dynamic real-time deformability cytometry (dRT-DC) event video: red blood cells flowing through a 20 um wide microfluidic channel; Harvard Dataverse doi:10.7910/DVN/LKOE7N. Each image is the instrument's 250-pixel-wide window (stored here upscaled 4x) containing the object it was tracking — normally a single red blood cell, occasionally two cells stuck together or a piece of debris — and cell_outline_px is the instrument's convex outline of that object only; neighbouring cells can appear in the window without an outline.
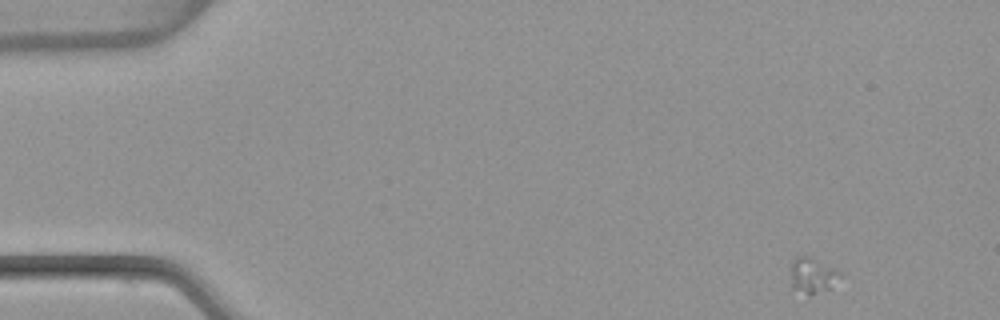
{"species": "common noctule bat (a hibernating species)", "species_latin": "Nyctalus noctula", "temperature_condition": "warm", "stored_images_in_passage": 51, "camera_frame_rate_fps": 3000, "um_per_image_px": 0.085, "animal": {"sex": "female", "body_mass_g": 22.7, "forearm_length_mm": 54.2}, "frame": {"image": 1, "passage_image": 1, "time_ms": 0.0, "image_size_px": [1000, 320], "cell_outline_px": [[844, 276], [828, 288], [808, 296], [792, 288], [792, 260], [796, 256], [808, 256], [836, 268]], "centroid_in_image_um": [69.09, 23.4], "position_along_channel_um": 15.9, "area_um2": 10.17}}
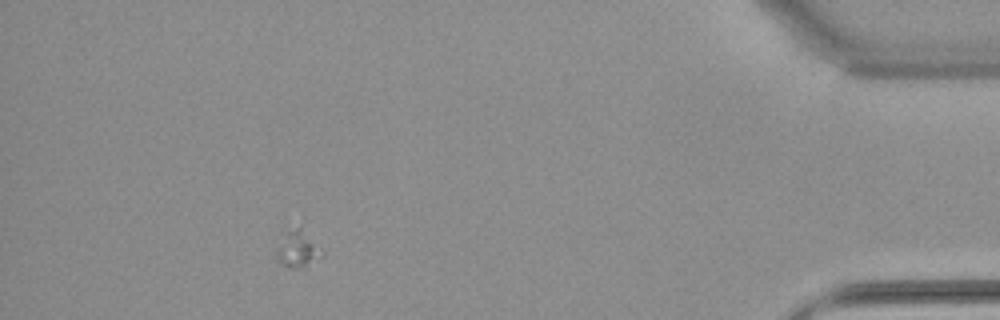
{"frame": {"image": 2, "passage_image": 46, "time_ms": 15.0, "image_size_px": [1000, 320], "cell_outline_px": [[324, 256], [304, 268], [288, 268], [276, 260], [276, 252], [284, 216], [300, 224], [324, 252]], "centroid_in_image_um": [25.21, 20.94], "position_along_channel_um": 410.0, "area_um2": 11.5}}